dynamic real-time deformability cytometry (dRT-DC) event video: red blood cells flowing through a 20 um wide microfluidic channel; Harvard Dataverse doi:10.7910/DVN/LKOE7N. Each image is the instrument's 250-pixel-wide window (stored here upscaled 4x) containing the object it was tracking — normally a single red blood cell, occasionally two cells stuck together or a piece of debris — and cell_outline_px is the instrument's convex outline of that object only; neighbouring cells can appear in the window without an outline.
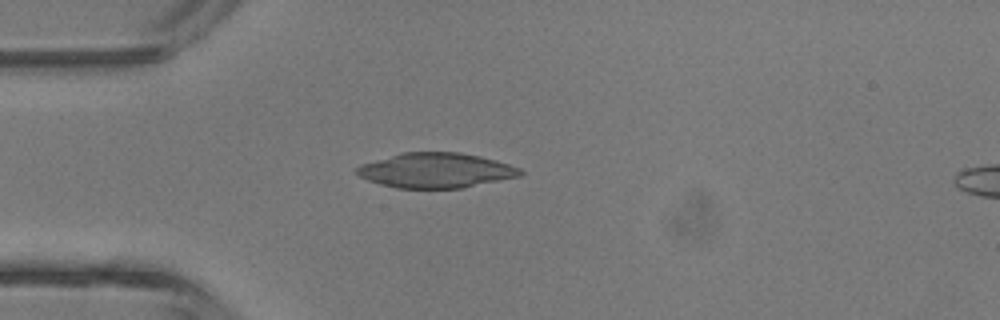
{"species": "common noctule bat (a hibernating species)", "species_latin": "Nyctalus noctula", "temperature_condition": "room temperature", "stored_images_in_passage": 4, "camera_frame_rate_fps": 3000, "um_per_image_px": 0.085, "animal": {"sex": "male", "body_mass_g": 13.3}, "frame": {"image": 1, "passage_image": 4, "time_ms": 3.333, "image_size_px": [1000, 320], "cell_outline_px": [[524, 172], [520, 176], [460, 188], [396, 188], [380, 184], [368, 180], [360, 176], [356, 172], [356, 168], [360, 164], [400, 152], [460, 152], [480, 156], [496, 160], [520, 168]], "centroid_in_image_um": [37.03, 14.47], "position_along_channel_um": 48.0, "area_um2": 33.23}}